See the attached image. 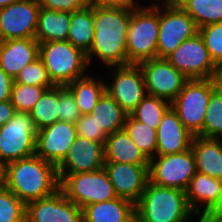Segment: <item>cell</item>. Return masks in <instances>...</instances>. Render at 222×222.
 I'll return each mask as SVG.
<instances>
[{
	"mask_svg": "<svg viewBox=\"0 0 222 222\" xmlns=\"http://www.w3.org/2000/svg\"><path fill=\"white\" fill-rule=\"evenodd\" d=\"M133 9L94 5V39L86 54L89 66L95 58L99 59L107 70L109 67L129 64L127 31Z\"/></svg>",
	"mask_w": 222,
	"mask_h": 222,
	"instance_id": "obj_1",
	"label": "cell"
},
{
	"mask_svg": "<svg viewBox=\"0 0 222 222\" xmlns=\"http://www.w3.org/2000/svg\"><path fill=\"white\" fill-rule=\"evenodd\" d=\"M4 186L27 204L59 189L57 167L36 154L3 167Z\"/></svg>",
	"mask_w": 222,
	"mask_h": 222,
	"instance_id": "obj_2",
	"label": "cell"
},
{
	"mask_svg": "<svg viewBox=\"0 0 222 222\" xmlns=\"http://www.w3.org/2000/svg\"><path fill=\"white\" fill-rule=\"evenodd\" d=\"M195 217L185 191L157 186L149 181L135 204L136 222H192Z\"/></svg>",
	"mask_w": 222,
	"mask_h": 222,
	"instance_id": "obj_3",
	"label": "cell"
},
{
	"mask_svg": "<svg viewBox=\"0 0 222 222\" xmlns=\"http://www.w3.org/2000/svg\"><path fill=\"white\" fill-rule=\"evenodd\" d=\"M39 58L54 86H67L88 74L86 54L67 40L39 43Z\"/></svg>",
	"mask_w": 222,
	"mask_h": 222,
	"instance_id": "obj_4",
	"label": "cell"
},
{
	"mask_svg": "<svg viewBox=\"0 0 222 222\" xmlns=\"http://www.w3.org/2000/svg\"><path fill=\"white\" fill-rule=\"evenodd\" d=\"M159 6L140 5L133 9L127 31V61L139 64L157 58Z\"/></svg>",
	"mask_w": 222,
	"mask_h": 222,
	"instance_id": "obj_5",
	"label": "cell"
},
{
	"mask_svg": "<svg viewBox=\"0 0 222 222\" xmlns=\"http://www.w3.org/2000/svg\"><path fill=\"white\" fill-rule=\"evenodd\" d=\"M215 91L212 79L188 80L171 102L183 126L194 136L203 137L204 118L211 94Z\"/></svg>",
	"mask_w": 222,
	"mask_h": 222,
	"instance_id": "obj_6",
	"label": "cell"
},
{
	"mask_svg": "<svg viewBox=\"0 0 222 222\" xmlns=\"http://www.w3.org/2000/svg\"><path fill=\"white\" fill-rule=\"evenodd\" d=\"M37 133L30 114L16 112L0 127V166L35 155Z\"/></svg>",
	"mask_w": 222,
	"mask_h": 222,
	"instance_id": "obj_7",
	"label": "cell"
},
{
	"mask_svg": "<svg viewBox=\"0 0 222 222\" xmlns=\"http://www.w3.org/2000/svg\"><path fill=\"white\" fill-rule=\"evenodd\" d=\"M59 188L81 209L86 205L118 197L104 168L92 172L68 174L60 181Z\"/></svg>",
	"mask_w": 222,
	"mask_h": 222,
	"instance_id": "obj_8",
	"label": "cell"
},
{
	"mask_svg": "<svg viewBox=\"0 0 222 222\" xmlns=\"http://www.w3.org/2000/svg\"><path fill=\"white\" fill-rule=\"evenodd\" d=\"M197 172L191 148L179 153L156 155L149 161V182L185 191Z\"/></svg>",
	"mask_w": 222,
	"mask_h": 222,
	"instance_id": "obj_9",
	"label": "cell"
},
{
	"mask_svg": "<svg viewBox=\"0 0 222 222\" xmlns=\"http://www.w3.org/2000/svg\"><path fill=\"white\" fill-rule=\"evenodd\" d=\"M197 33L193 18L179 5L159 6L157 58H167L183 41Z\"/></svg>",
	"mask_w": 222,
	"mask_h": 222,
	"instance_id": "obj_10",
	"label": "cell"
},
{
	"mask_svg": "<svg viewBox=\"0 0 222 222\" xmlns=\"http://www.w3.org/2000/svg\"><path fill=\"white\" fill-rule=\"evenodd\" d=\"M109 68V77L113 78L106 80L105 91L129 115L147 95L142 69L139 64Z\"/></svg>",
	"mask_w": 222,
	"mask_h": 222,
	"instance_id": "obj_11",
	"label": "cell"
},
{
	"mask_svg": "<svg viewBox=\"0 0 222 222\" xmlns=\"http://www.w3.org/2000/svg\"><path fill=\"white\" fill-rule=\"evenodd\" d=\"M147 95L159 97L170 103L178 96L189 80L166 58H153L139 63Z\"/></svg>",
	"mask_w": 222,
	"mask_h": 222,
	"instance_id": "obj_12",
	"label": "cell"
},
{
	"mask_svg": "<svg viewBox=\"0 0 222 222\" xmlns=\"http://www.w3.org/2000/svg\"><path fill=\"white\" fill-rule=\"evenodd\" d=\"M166 59L189 80L210 79L217 68L199 32L183 41Z\"/></svg>",
	"mask_w": 222,
	"mask_h": 222,
	"instance_id": "obj_13",
	"label": "cell"
},
{
	"mask_svg": "<svg viewBox=\"0 0 222 222\" xmlns=\"http://www.w3.org/2000/svg\"><path fill=\"white\" fill-rule=\"evenodd\" d=\"M38 0H22L0 8V41L19 38H35Z\"/></svg>",
	"mask_w": 222,
	"mask_h": 222,
	"instance_id": "obj_14",
	"label": "cell"
},
{
	"mask_svg": "<svg viewBox=\"0 0 222 222\" xmlns=\"http://www.w3.org/2000/svg\"><path fill=\"white\" fill-rule=\"evenodd\" d=\"M26 222H83L82 209L59 188L47 197L26 204Z\"/></svg>",
	"mask_w": 222,
	"mask_h": 222,
	"instance_id": "obj_15",
	"label": "cell"
},
{
	"mask_svg": "<svg viewBox=\"0 0 222 222\" xmlns=\"http://www.w3.org/2000/svg\"><path fill=\"white\" fill-rule=\"evenodd\" d=\"M76 137L75 123L56 121L38 130L35 154L57 167L66 157Z\"/></svg>",
	"mask_w": 222,
	"mask_h": 222,
	"instance_id": "obj_16",
	"label": "cell"
},
{
	"mask_svg": "<svg viewBox=\"0 0 222 222\" xmlns=\"http://www.w3.org/2000/svg\"><path fill=\"white\" fill-rule=\"evenodd\" d=\"M104 145L105 143L77 136L66 157L57 166L59 182L68 174L102 169L105 163Z\"/></svg>",
	"mask_w": 222,
	"mask_h": 222,
	"instance_id": "obj_17",
	"label": "cell"
},
{
	"mask_svg": "<svg viewBox=\"0 0 222 222\" xmlns=\"http://www.w3.org/2000/svg\"><path fill=\"white\" fill-rule=\"evenodd\" d=\"M103 168L108 174L116 195L136 204L149 181V165L105 162Z\"/></svg>",
	"mask_w": 222,
	"mask_h": 222,
	"instance_id": "obj_18",
	"label": "cell"
},
{
	"mask_svg": "<svg viewBox=\"0 0 222 222\" xmlns=\"http://www.w3.org/2000/svg\"><path fill=\"white\" fill-rule=\"evenodd\" d=\"M188 204L196 215L222 214V180L196 172L185 190Z\"/></svg>",
	"mask_w": 222,
	"mask_h": 222,
	"instance_id": "obj_19",
	"label": "cell"
},
{
	"mask_svg": "<svg viewBox=\"0 0 222 222\" xmlns=\"http://www.w3.org/2000/svg\"><path fill=\"white\" fill-rule=\"evenodd\" d=\"M193 134L181 123L172 107L164 114L156 130V155L184 152L191 147Z\"/></svg>",
	"mask_w": 222,
	"mask_h": 222,
	"instance_id": "obj_20",
	"label": "cell"
},
{
	"mask_svg": "<svg viewBox=\"0 0 222 222\" xmlns=\"http://www.w3.org/2000/svg\"><path fill=\"white\" fill-rule=\"evenodd\" d=\"M37 58L39 43L35 38L0 41V67L13 79Z\"/></svg>",
	"mask_w": 222,
	"mask_h": 222,
	"instance_id": "obj_21",
	"label": "cell"
},
{
	"mask_svg": "<svg viewBox=\"0 0 222 222\" xmlns=\"http://www.w3.org/2000/svg\"><path fill=\"white\" fill-rule=\"evenodd\" d=\"M190 148L194 155L196 170L222 180V141L193 136Z\"/></svg>",
	"mask_w": 222,
	"mask_h": 222,
	"instance_id": "obj_22",
	"label": "cell"
},
{
	"mask_svg": "<svg viewBox=\"0 0 222 222\" xmlns=\"http://www.w3.org/2000/svg\"><path fill=\"white\" fill-rule=\"evenodd\" d=\"M83 222H132L135 204L123 198L93 203L82 208Z\"/></svg>",
	"mask_w": 222,
	"mask_h": 222,
	"instance_id": "obj_23",
	"label": "cell"
},
{
	"mask_svg": "<svg viewBox=\"0 0 222 222\" xmlns=\"http://www.w3.org/2000/svg\"><path fill=\"white\" fill-rule=\"evenodd\" d=\"M104 154L105 162L149 165L150 161L124 129L107 136Z\"/></svg>",
	"mask_w": 222,
	"mask_h": 222,
	"instance_id": "obj_24",
	"label": "cell"
},
{
	"mask_svg": "<svg viewBox=\"0 0 222 222\" xmlns=\"http://www.w3.org/2000/svg\"><path fill=\"white\" fill-rule=\"evenodd\" d=\"M71 23V12L40 8L35 39L38 43L66 41Z\"/></svg>",
	"mask_w": 222,
	"mask_h": 222,
	"instance_id": "obj_25",
	"label": "cell"
},
{
	"mask_svg": "<svg viewBox=\"0 0 222 222\" xmlns=\"http://www.w3.org/2000/svg\"><path fill=\"white\" fill-rule=\"evenodd\" d=\"M105 79L97 78L89 73L65 86L74 96L82 115L90 114L99 98L105 92Z\"/></svg>",
	"mask_w": 222,
	"mask_h": 222,
	"instance_id": "obj_26",
	"label": "cell"
},
{
	"mask_svg": "<svg viewBox=\"0 0 222 222\" xmlns=\"http://www.w3.org/2000/svg\"><path fill=\"white\" fill-rule=\"evenodd\" d=\"M94 39V5L71 12L67 41L87 54Z\"/></svg>",
	"mask_w": 222,
	"mask_h": 222,
	"instance_id": "obj_27",
	"label": "cell"
},
{
	"mask_svg": "<svg viewBox=\"0 0 222 222\" xmlns=\"http://www.w3.org/2000/svg\"><path fill=\"white\" fill-rule=\"evenodd\" d=\"M90 114L107 135L122 130L128 115L106 91Z\"/></svg>",
	"mask_w": 222,
	"mask_h": 222,
	"instance_id": "obj_28",
	"label": "cell"
},
{
	"mask_svg": "<svg viewBox=\"0 0 222 222\" xmlns=\"http://www.w3.org/2000/svg\"><path fill=\"white\" fill-rule=\"evenodd\" d=\"M179 6L193 18L198 29L222 22V0H181Z\"/></svg>",
	"mask_w": 222,
	"mask_h": 222,
	"instance_id": "obj_29",
	"label": "cell"
},
{
	"mask_svg": "<svg viewBox=\"0 0 222 222\" xmlns=\"http://www.w3.org/2000/svg\"><path fill=\"white\" fill-rule=\"evenodd\" d=\"M59 86L46 89L29 112L37 130L59 121Z\"/></svg>",
	"mask_w": 222,
	"mask_h": 222,
	"instance_id": "obj_30",
	"label": "cell"
},
{
	"mask_svg": "<svg viewBox=\"0 0 222 222\" xmlns=\"http://www.w3.org/2000/svg\"><path fill=\"white\" fill-rule=\"evenodd\" d=\"M131 137L132 141L143 153L149 158L156 156L157 138L156 130L152 127L141 123L133 118L130 114L127 115L123 128Z\"/></svg>",
	"mask_w": 222,
	"mask_h": 222,
	"instance_id": "obj_31",
	"label": "cell"
},
{
	"mask_svg": "<svg viewBox=\"0 0 222 222\" xmlns=\"http://www.w3.org/2000/svg\"><path fill=\"white\" fill-rule=\"evenodd\" d=\"M171 108L165 99L146 95L130 115L143 124L157 130L164 114Z\"/></svg>",
	"mask_w": 222,
	"mask_h": 222,
	"instance_id": "obj_32",
	"label": "cell"
},
{
	"mask_svg": "<svg viewBox=\"0 0 222 222\" xmlns=\"http://www.w3.org/2000/svg\"><path fill=\"white\" fill-rule=\"evenodd\" d=\"M46 90L45 87L13 83L10 101L16 112L29 113Z\"/></svg>",
	"mask_w": 222,
	"mask_h": 222,
	"instance_id": "obj_33",
	"label": "cell"
},
{
	"mask_svg": "<svg viewBox=\"0 0 222 222\" xmlns=\"http://www.w3.org/2000/svg\"><path fill=\"white\" fill-rule=\"evenodd\" d=\"M0 222H26V204L5 186L0 188Z\"/></svg>",
	"mask_w": 222,
	"mask_h": 222,
	"instance_id": "obj_34",
	"label": "cell"
},
{
	"mask_svg": "<svg viewBox=\"0 0 222 222\" xmlns=\"http://www.w3.org/2000/svg\"><path fill=\"white\" fill-rule=\"evenodd\" d=\"M222 136V95L211 94L203 126V138L219 139Z\"/></svg>",
	"mask_w": 222,
	"mask_h": 222,
	"instance_id": "obj_35",
	"label": "cell"
},
{
	"mask_svg": "<svg viewBox=\"0 0 222 222\" xmlns=\"http://www.w3.org/2000/svg\"><path fill=\"white\" fill-rule=\"evenodd\" d=\"M15 83L35 85L49 89L54 85L50 81L46 67L40 58L33 63L26 65L14 79Z\"/></svg>",
	"mask_w": 222,
	"mask_h": 222,
	"instance_id": "obj_36",
	"label": "cell"
},
{
	"mask_svg": "<svg viewBox=\"0 0 222 222\" xmlns=\"http://www.w3.org/2000/svg\"><path fill=\"white\" fill-rule=\"evenodd\" d=\"M213 62L222 65V22L198 29Z\"/></svg>",
	"mask_w": 222,
	"mask_h": 222,
	"instance_id": "obj_37",
	"label": "cell"
},
{
	"mask_svg": "<svg viewBox=\"0 0 222 222\" xmlns=\"http://www.w3.org/2000/svg\"><path fill=\"white\" fill-rule=\"evenodd\" d=\"M59 121L76 123L82 116L73 94L65 87L59 86Z\"/></svg>",
	"mask_w": 222,
	"mask_h": 222,
	"instance_id": "obj_38",
	"label": "cell"
},
{
	"mask_svg": "<svg viewBox=\"0 0 222 222\" xmlns=\"http://www.w3.org/2000/svg\"><path fill=\"white\" fill-rule=\"evenodd\" d=\"M75 124L77 136L87 138L95 142H106L108 135L100 126H98L91 114L82 115Z\"/></svg>",
	"mask_w": 222,
	"mask_h": 222,
	"instance_id": "obj_39",
	"label": "cell"
},
{
	"mask_svg": "<svg viewBox=\"0 0 222 222\" xmlns=\"http://www.w3.org/2000/svg\"><path fill=\"white\" fill-rule=\"evenodd\" d=\"M40 7L55 11L75 12L89 5L88 0H38Z\"/></svg>",
	"mask_w": 222,
	"mask_h": 222,
	"instance_id": "obj_40",
	"label": "cell"
},
{
	"mask_svg": "<svg viewBox=\"0 0 222 222\" xmlns=\"http://www.w3.org/2000/svg\"><path fill=\"white\" fill-rule=\"evenodd\" d=\"M14 79L0 67V102L10 100Z\"/></svg>",
	"mask_w": 222,
	"mask_h": 222,
	"instance_id": "obj_41",
	"label": "cell"
},
{
	"mask_svg": "<svg viewBox=\"0 0 222 222\" xmlns=\"http://www.w3.org/2000/svg\"><path fill=\"white\" fill-rule=\"evenodd\" d=\"M137 0H88L89 5L99 6H122L136 8L140 6L141 2Z\"/></svg>",
	"mask_w": 222,
	"mask_h": 222,
	"instance_id": "obj_42",
	"label": "cell"
},
{
	"mask_svg": "<svg viewBox=\"0 0 222 222\" xmlns=\"http://www.w3.org/2000/svg\"><path fill=\"white\" fill-rule=\"evenodd\" d=\"M16 113L10 100L0 102V127L6 124Z\"/></svg>",
	"mask_w": 222,
	"mask_h": 222,
	"instance_id": "obj_43",
	"label": "cell"
},
{
	"mask_svg": "<svg viewBox=\"0 0 222 222\" xmlns=\"http://www.w3.org/2000/svg\"><path fill=\"white\" fill-rule=\"evenodd\" d=\"M197 218V219H196ZM195 222H222L221 213H206L196 215Z\"/></svg>",
	"mask_w": 222,
	"mask_h": 222,
	"instance_id": "obj_44",
	"label": "cell"
},
{
	"mask_svg": "<svg viewBox=\"0 0 222 222\" xmlns=\"http://www.w3.org/2000/svg\"><path fill=\"white\" fill-rule=\"evenodd\" d=\"M211 79L214 83L215 90L222 95V65L217 66Z\"/></svg>",
	"mask_w": 222,
	"mask_h": 222,
	"instance_id": "obj_45",
	"label": "cell"
},
{
	"mask_svg": "<svg viewBox=\"0 0 222 222\" xmlns=\"http://www.w3.org/2000/svg\"><path fill=\"white\" fill-rule=\"evenodd\" d=\"M180 1L181 0H152V3L147 5V7L179 5Z\"/></svg>",
	"mask_w": 222,
	"mask_h": 222,
	"instance_id": "obj_46",
	"label": "cell"
},
{
	"mask_svg": "<svg viewBox=\"0 0 222 222\" xmlns=\"http://www.w3.org/2000/svg\"><path fill=\"white\" fill-rule=\"evenodd\" d=\"M22 0H0V8L9 6L12 3H16Z\"/></svg>",
	"mask_w": 222,
	"mask_h": 222,
	"instance_id": "obj_47",
	"label": "cell"
},
{
	"mask_svg": "<svg viewBox=\"0 0 222 222\" xmlns=\"http://www.w3.org/2000/svg\"><path fill=\"white\" fill-rule=\"evenodd\" d=\"M4 186V180H3V167L0 166V188Z\"/></svg>",
	"mask_w": 222,
	"mask_h": 222,
	"instance_id": "obj_48",
	"label": "cell"
}]
</instances>
